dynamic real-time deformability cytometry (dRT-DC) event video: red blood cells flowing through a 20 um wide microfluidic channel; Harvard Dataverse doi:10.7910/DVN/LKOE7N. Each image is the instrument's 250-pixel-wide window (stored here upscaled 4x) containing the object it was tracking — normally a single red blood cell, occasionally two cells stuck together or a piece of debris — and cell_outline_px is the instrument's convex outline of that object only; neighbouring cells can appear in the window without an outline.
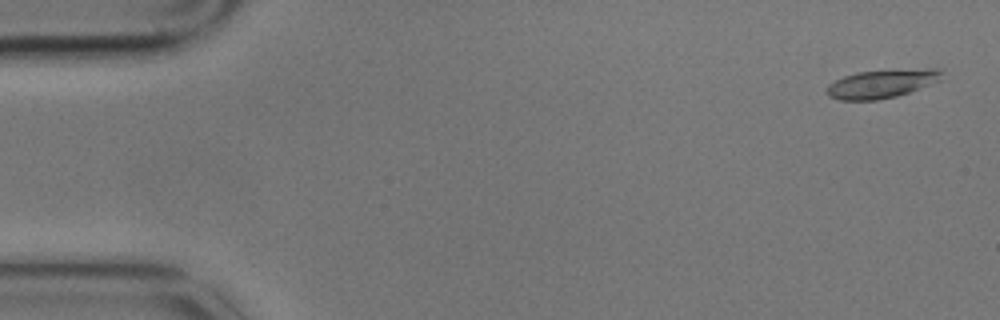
{"species": "common noctule bat (a hibernating species)", "species_latin": "Nyctalus noctula", "temperature_condition": "cold", "stored_images_in_passage": 3, "camera_frame_rate_fps": 3000, "um_per_image_px": 0.085, "animal": {"sex": "male", "body_mass_g": 17.9}, "frame": {"image": 1, "passage_image": 3, "time_ms": 0.667, "image_size_px": [1000, 320], "cell_outline_px": [[944, 80], [896, 96], [876, 100], [840, 100], [828, 96], [828, 84], [844, 76], [856, 72], [928, 68], [940, 68], [944, 72]], "centroid_in_image_um": [75.03, 7.1], "position_along_channel_um": 10.0, "area_um2": 19.19}}